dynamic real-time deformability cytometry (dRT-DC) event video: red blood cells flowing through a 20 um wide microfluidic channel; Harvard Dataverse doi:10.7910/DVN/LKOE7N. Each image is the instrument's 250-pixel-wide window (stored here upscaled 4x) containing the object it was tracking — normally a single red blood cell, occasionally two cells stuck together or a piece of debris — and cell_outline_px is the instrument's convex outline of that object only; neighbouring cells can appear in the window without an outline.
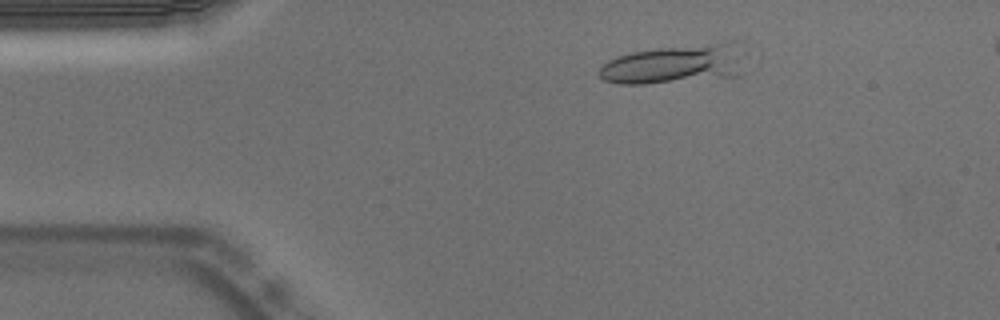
{"species": "Egyptian fruit bat (a non-hibernating species)", "species_latin": "Rousettus aegyptiacus", "temperature_condition": "warm", "stored_images_in_passage": 18, "camera_frame_rate_fps": 3000, "um_per_image_px": 0.085, "animal": {"sex": "male"}, "frame": {"image": 1, "passage_image": 8, "time_ms": 2.333, "image_size_px": [1000, 320], "cell_outline_px": [[744, 72], [740, 76], [644, 84], [620, 84], [604, 80], [600, 76], [600, 68], [608, 60], [616, 56], [632, 52], [660, 48], [728, 40], [736, 40]], "centroid_in_image_um": [57.4, 5.44], "position_along_channel_um": 27.6, "area_um2": 33.35}}